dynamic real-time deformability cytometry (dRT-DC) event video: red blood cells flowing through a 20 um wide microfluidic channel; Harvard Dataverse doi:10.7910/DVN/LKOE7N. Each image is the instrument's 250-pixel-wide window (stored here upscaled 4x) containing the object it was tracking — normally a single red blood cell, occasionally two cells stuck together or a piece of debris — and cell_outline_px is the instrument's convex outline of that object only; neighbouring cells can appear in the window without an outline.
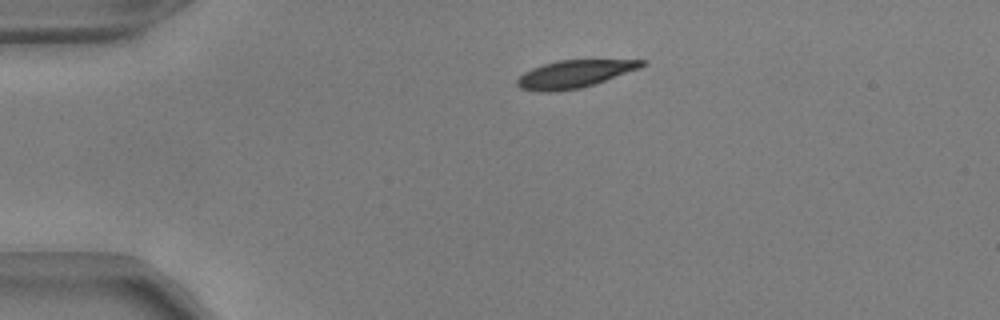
{"species": "common noctule bat (a hibernating species)", "species_latin": "Nyctalus noctula", "temperature_condition": "warm", "stored_images_in_passage": 35, "camera_frame_rate_fps": 3000, "um_per_image_px": 0.085, "animal": {"sex": "male", "body_mass_g": 17.9, "forearm_length_mm": 54.2}, "frame": {"image": 1, "passage_image": 1, "time_ms": 0.0, "image_size_px": [1000, 320], "cell_outline_px": [[648, 64], [640, 68], [580, 88], [556, 92], [536, 92], [520, 88], [516, 84], [516, 80], [524, 72], [532, 68], [556, 60], [648, 60]], "centroid_in_image_um": [48.79, 6.29], "position_along_channel_um": 36.2, "area_um2": 20.0}}
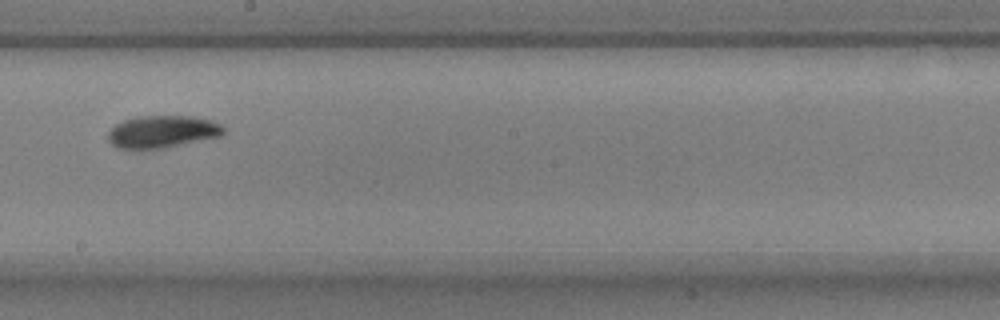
{"frame": {"image": 2, "passage_image": 20, "time_ms": 6.333, "image_size_px": [1000, 320], "cell_outline_px": [[224, 132], [220, 136], [164, 148], [116, 148], [108, 140], [108, 132], [116, 124], [124, 120], [140, 116], [192, 116], [212, 120], [220, 124], [224, 128]], "centroid_in_image_um": [13.8, 11.18], "position_along_channel_um": 234.4, "area_um2": 21.56}}
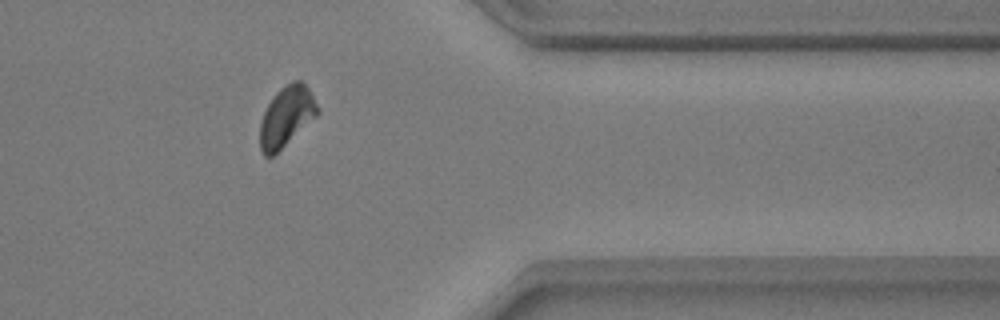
{"frame": {"image": 3, "passage_image": 33, "time_ms": 10.667, "image_size_px": [1000, 320], "cell_outline_px": [[320, 112], [316, 116], [272, 156], [264, 156], [260, 148], [260, 124], [264, 112], [272, 96], [280, 88], [292, 80], [300, 80], [308, 88], [320, 108]], "centroid_in_image_um": [24.35, 9.86], "position_along_channel_um": 387.1, "area_um2": 19.94}, "authors_computed_cell_mechanics": {"area_um2": 21.2126, "velocity_mm_per_s": 3.8177, "shape_relaxation_time_tau1_ms": 2.7732, "shape_relaxation_time_tau2_ms": null, "deformation_change_tau1": 0.1414, "deformation_change_tau2": null}}